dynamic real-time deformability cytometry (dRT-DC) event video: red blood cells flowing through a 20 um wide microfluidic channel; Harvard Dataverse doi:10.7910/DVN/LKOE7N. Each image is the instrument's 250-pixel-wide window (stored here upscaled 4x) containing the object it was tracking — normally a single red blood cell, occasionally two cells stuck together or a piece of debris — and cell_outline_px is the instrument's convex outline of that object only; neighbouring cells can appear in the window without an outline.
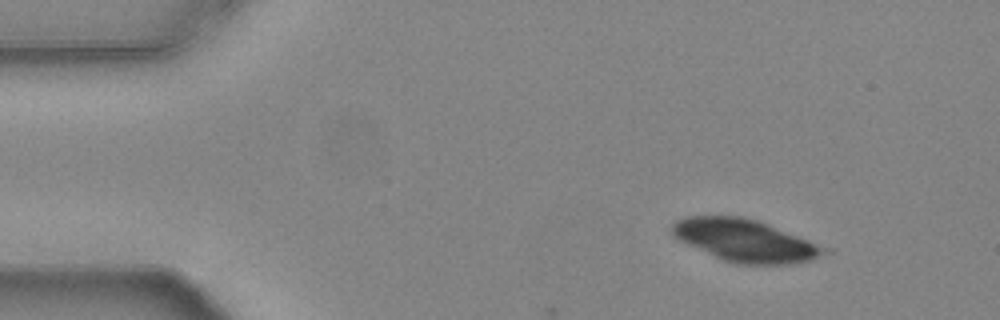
{"species": "common noctule bat (a hibernating species)", "species_latin": "Nyctalus noctula", "temperature_condition": "warm", "stored_images_in_passage": 4, "camera_frame_rate_fps": 3000, "um_per_image_px": 0.085, "animal": {"sex": "female", "body_mass_g": 24.6, "forearm_length_mm": 56.2}, "frame": {"image": 1, "passage_image": 1, "time_ms": 0.0, "image_size_px": [1000, 320], "cell_outline_px": [[832, 252], [808, 260], [792, 264], [736, 264], [724, 260], [688, 244], [672, 236], [672, 224], [676, 220], [684, 216], [744, 216], [768, 224], [832, 248]], "centroid_in_image_um": [63.39, 20.44], "position_along_channel_um": 21.6, "area_um2": 37.57}}